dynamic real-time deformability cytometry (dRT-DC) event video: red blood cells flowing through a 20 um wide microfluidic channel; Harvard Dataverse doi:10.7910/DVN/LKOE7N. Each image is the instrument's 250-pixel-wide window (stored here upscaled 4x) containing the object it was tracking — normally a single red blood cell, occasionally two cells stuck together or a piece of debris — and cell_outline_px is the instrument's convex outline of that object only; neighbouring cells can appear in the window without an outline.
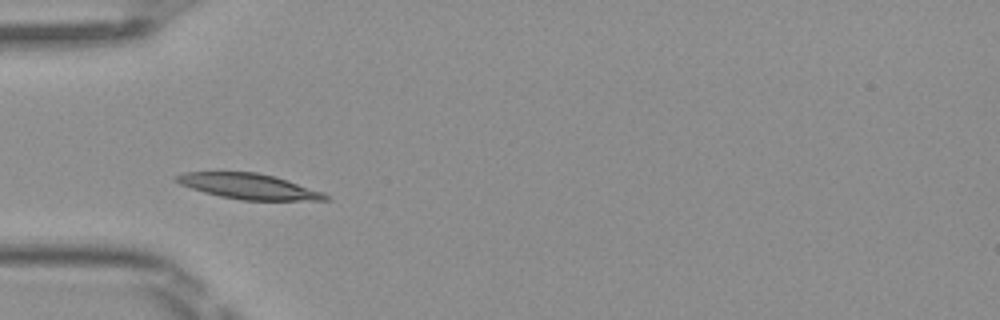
{"species": "Egyptian fruit bat (a non-hibernating species)", "species_latin": "Rousettus aegyptiacus", "temperature_condition": "room temperature", "stored_images_in_passage": 5, "camera_frame_rate_fps": 3000, "um_per_image_px": 0.085, "frame": {"image": 1, "passage_image": 2, "time_ms": 0.333, "image_size_px": [1000, 320], "cell_outline_px": [[332, 200], [240, 200], [220, 196], [204, 192], [180, 184], [172, 180], [172, 176], [184, 172], [256, 172], [288, 180], [324, 192]], "centroid_in_image_um": [21.11, 15.84], "position_along_channel_um": 63.9, "area_um2": 22.14}}
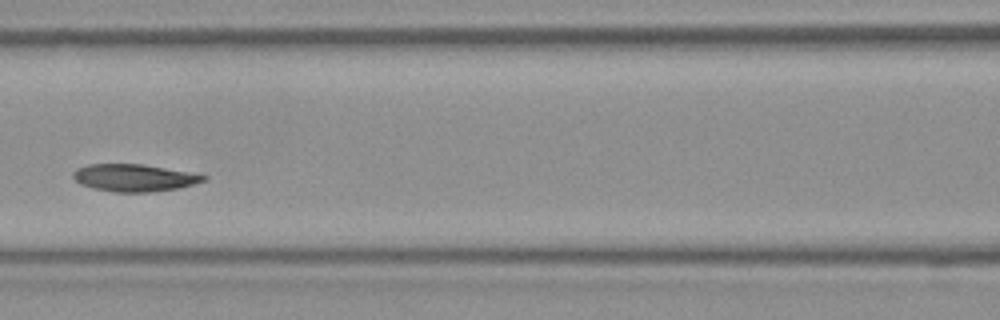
{"frame": {"image": 2, "passage_image": 4, "time_ms": 1.0, "image_size_px": [1000, 320], "cell_outline_px": [[208, 180], [180, 188], [148, 192], [112, 192], [92, 188], [80, 184], [72, 176], [72, 172], [76, 168], [88, 164], [144, 164], [208, 176]], "centroid_in_image_um": [11.38, 15.11], "position_along_channel_um": 155.2, "area_um2": 20.81}}
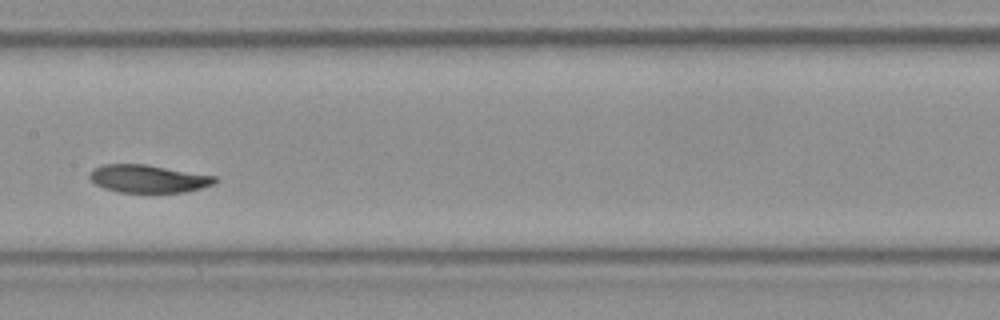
{"frame": {"image": 3, "passage_image": 5, "time_ms": 1.333, "image_size_px": [1000, 320], "cell_outline_px": [[220, 180], [216, 184], [184, 192], [116, 192], [104, 188], [96, 184], [88, 176], [88, 172], [92, 168], [100, 164], [144, 164], [216, 176]], "centroid_in_image_um": [12.58, 15.18], "position_along_channel_um": 194.8, "area_um2": 20.46}}